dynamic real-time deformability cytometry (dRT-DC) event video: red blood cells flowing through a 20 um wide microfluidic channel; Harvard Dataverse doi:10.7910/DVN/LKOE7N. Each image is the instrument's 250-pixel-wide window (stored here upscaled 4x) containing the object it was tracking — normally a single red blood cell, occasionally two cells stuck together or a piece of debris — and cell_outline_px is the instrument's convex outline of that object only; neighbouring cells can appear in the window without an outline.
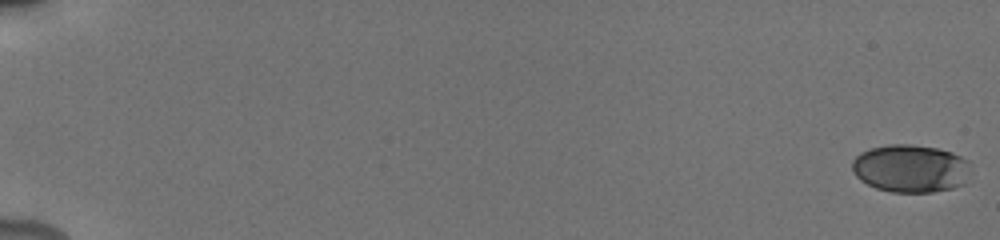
{"species": "human", "species_latin": "Homo sapiens", "temperature_condition": "cold", "stored_images_in_passage": 31, "camera_frame_rate_fps": 3000, "um_per_image_px": 0.085, "donor": {"sex": "male"}, "frame": {"image": 1, "passage_image": 1, "time_ms": 0.0, "image_size_px": [1000, 240], "cell_outline_px": [[968, 160], [964, 184], [952, 188], [932, 192], [892, 192], [876, 188], [860, 180], [852, 172], [852, 160], [860, 152], [872, 148], [888, 144], [908, 144], [936, 148], [952, 152]], "centroid_in_image_um": [77.34, 14.32], "position_along_channel_um": 7.7, "area_um2": 32.83}}
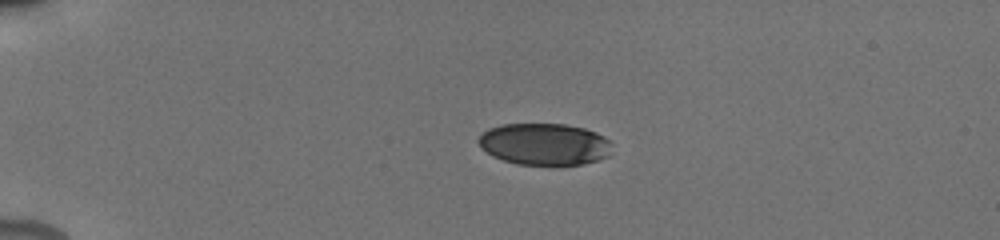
{"frame": {"image": 2, "passage_image": 23, "time_ms": 4.667, "image_size_px": [1000, 240], "cell_outline_px": [[612, 144], [608, 156], [600, 160], [584, 164], [516, 164], [492, 156], [480, 148], [476, 140], [488, 128], [500, 124], [564, 124], [584, 128], [596, 132], [604, 136]], "centroid_in_image_um": [46.26, 12.25], "position_along_channel_um": 38.7, "area_um2": 32.66}}